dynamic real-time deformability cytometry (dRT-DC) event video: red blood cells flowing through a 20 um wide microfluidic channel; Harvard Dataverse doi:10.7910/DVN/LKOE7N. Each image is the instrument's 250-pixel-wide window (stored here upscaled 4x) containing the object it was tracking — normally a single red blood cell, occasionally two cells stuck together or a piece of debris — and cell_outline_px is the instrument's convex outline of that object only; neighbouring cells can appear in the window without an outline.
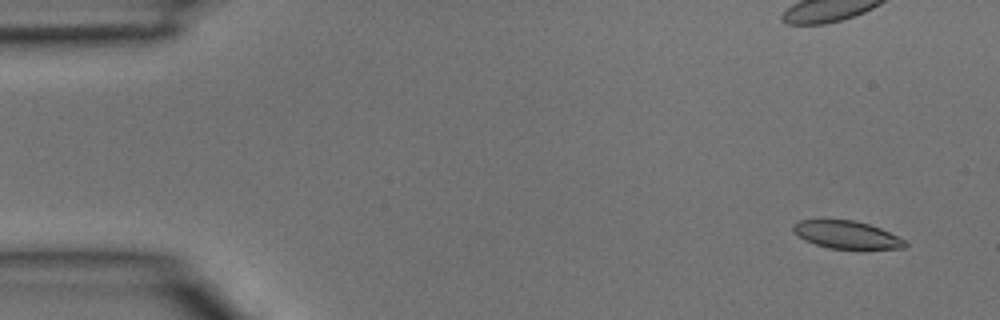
{"species": "common noctule bat (a hibernating species)", "species_latin": "Nyctalus noctula", "temperature_condition": "room temperature", "stored_images_in_passage": 3, "camera_frame_rate_fps": 3000, "um_per_image_px": 0.085, "animal": {"sex": "male", "body_mass_g": 15.6}, "frame": {"image": 1, "passage_image": 1, "time_ms": 0.0, "image_size_px": [1000, 320], "cell_outline_px": [[908, 244], [904, 248], [828, 248], [804, 240], [792, 228], [792, 224], [800, 220], [852, 220], [868, 224], [880, 228], [904, 240]], "centroid_in_image_um": [71.94, 19.94], "position_along_channel_um": 13.1, "area_um2": 17.57}}